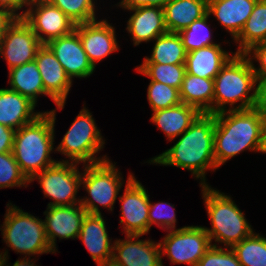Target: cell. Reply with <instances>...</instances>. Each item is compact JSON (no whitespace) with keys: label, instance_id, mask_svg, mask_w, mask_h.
<instances>
[{"label":"cell","instance_id":"6da1fadb","mask_svg":"<svg viewBox=\"0 0 266 266\" xmlns=\"http://www.w3.org/2000/svg\"><path fill=\"white\" fill-rule=\"evenodd\" d=\"M214 129L215 115L201 114L170 149L149 163L186 169L201 179V186L208 185L206 170L218 168L214 156Z\"/></svg>","mask_w":266,"mask_h":266},{"label":"cell","instance_id":"7a4b0ae2","mask_svg":"<svg viewBox=\"0 0 266 266\" xmlns=\"http://www.w3.org/2000/svg\"><path fill=\"white\" fill-rule=\"evenodd\" d=\"M214 115V156L218 168L244 150L261 152L266 116L258 107Z\"/></svg>","mask_w":266,"mask_h":266},{"label":"cell","instance_id":"3957f363","mask_svg":"<svg viewBox=\"0 0 266 266\" xmlns=\"http://www.w3.org/2000/svg\"><path fill=\"white\" fill-rule=\"evenodd\" d=\"M55 120L53 109L15 131L12 152L28 180L58 162L50 156L54 150Z\"/></svg>","mask_w":266,"mask_h":266},{"label":"cell","instance_id":"277c9868","mask_svg":"<svg viewBox=\"0 0 266 266\" xmlns=\"http://www.w3.org/2000/svg\"><path fill=\"white\" fill-rule=\"evenodd\" d=\"M257 103L258 82L252 62L244 53L234 52L214 78L213 114L228 110L227 104L229 110H245Z\"/></svg>","mask_w":266,"mask_h":266},{"label":"cell","instance_id":"5b68a950","mask_svg":"<svg viewBox=\"0 0 266 266\" xmlns=\"http://www.w3.org/2000/svg\"><path fill=\"white\" fill-rule=\"evenodd\" d=\"M202 197L210 218L212 229L204 227L211 243L213 240L223 243L226 248L248 237L253 229L230 196L225 195L211 186H201Z\"/></svg>","mask_w":266,"mask_h":266},{"label":"cell","instance_id":"8992f818","mask_svg":"<svg viewBox=\"0 0 266 266\" xmlns=\"http://www.w3.org/2000/svg\"><path fill=\"white\" fill-rule=\"evenodd\" d=\"M3 241L13 251L28 255L55 253L47 240L44 220L19 207L7 204L3 225H1Z\"/></svg>","mask_w":266,"mask_h":266},{"label":"cell","instance_id":"52a82bcc","mask_svg":"<svg viewBox=\"0 0 266 266\" xmlns=\"http://www.w3.org/2000/svg\"><path fill=\"white\" fill-rule=\"evenodd\" d=\"M100 131L92 114L87 108L83 107L55 151L66 155L70 159L62 160V162L86 165L107 160L109 158L106 155L101 158L95 156L100 150L102 151L105 144Z\"/></svg>","mask_w":266,"mask_h":266},{"label":"cell","instance_id":"ba28073f","mask_svg":"<svg viewBox=\"0 0 266 266\" xmlns=\"http://www.w3.org/2000/svg\"><path fill=\"white\" fill-rule=\"evenodd\" d=\"M83 171L81 185L83 184L88 197L80 199L81 206L88 214H101L99 205L112 211L124 184L122 174L115 164L107 159L94 164H86Z\"/></svg>","mask_w":266,"mask_h":266},{"label":"cell","instance_id":"9c48e42d","mask_svg":"<svg viewBox=\"0 0 266 266\" xmlns=\"http://www.w3.org/2000/svg\"><path fill=\"white\" fill-rule=\"evenodd\" d=\"M78 163L58 161L34 175L30 180H38L45 197L53 199L47 206H67L80 203L76 198L81 186L82 173L79 172Z\"/></svg>","mask_w":266,"mask_h":266},{"label":"cell","instance_id":"30bf717a","mask_svg":"<svg viewBox=\"0 0 266 266\" xmlns=\"http://www.w3.org/2000/svg\"><path fill=\"white\" fill-rule=\"evenodd\" d=\"M159 245L173 264L196 266L212 243L204 227L192 225L169 230Z\"/></svg>","mask_w":266,"mask_h":266},{"label":"cell","instance_id":"8fae6325","mask_svg":"<svg viewBox=\"0 0 266 266\" xmlns=\"http://www.w3.org/2000/svg\"><path fill=\"white\" fill-rule=\"evenodd\" d=\"M28 8L23 12V20L42 44L66 36L75 30V22L47 0H35Z\"/></svg>","mask_w":266,"mask_h":266},{"label":"cell","instance_id":"7c38bea8","mask_svg":"<svg viewBox=\"0 0 266 266\" xmlns=\"http://www.w3.org/2000/svg\"><path fill=\"white\" fill-rule=\"evenodd\" d=\"M124 194L119 196L120 224L126 235H145L149 232V196L144 186L129 174Z\"/></svg>","mask_w":266,"mask_h":266},{"label":"cell","instance_id":"4fadbf2b","mask_svg":"<svg viewBox=\"0 0 266 266\" xmlns=\"http://www.w3.org/2000/svg\"><path fill=\"white\" fill-rule=\"evenodd\" d=\"M42 45L31 27L23 19H17L0 44V55L10 70L34 61Z\"/></svg>","mask_w":266,"mask_h":266},{"label":"cell","instance_id":"5bb4252c","mask_svg":"<svg viewBox=\"0 0 266 266\" xmlns=\"http://www.w3.org/2000/svg\"><path fill=\"white\" fill-rule=\"evenodd\" d=\"M86 210L80 203L67 206H47L44 212L45 232L51 249L56 253V237L78 238Z\"/></svg>","mask_w":266,"mask_h":266},{"label":"cell","instance_id":"9a60e30c","mask_svg":"<svg viewBox=\"0 0 266 266\" xmlns=\"http://www.w3.org/2000/svg\"><path fill=\"white\" fill-rule=\"evenodd\" d=\"M75 31L78 33L83 49L94 68L96 62L119 49L115 28L106 19L76 24Z\"/></svg>","mask_w":266,"mask_h":266},{"label":"cell","instance_id":"2e32d148","mask_svg":"<svg viewBox=\"0 0 266 266\" xmlns=\"http://www.w3.org/2000/svg\"><path fill=\"white\" fill-rule=\"evenodd\" d=\"M35 61L45 92L55 102L57 109L62 110L72 87L71 79L46 44H43L37 51Z\"/></svg>","mask_w":266,"mask_h":266},{"label":"cell","instance_id":"e0dca14e","mask_svg":"<svg viewBox=\"0 0 266 266\" xmlns=\"http://www.w3.org/2000/svg\"><path fill=\"white\" fill-rule=\"evenodd\" d=\"M46 45L54 53L71 81L74 77L87 78L93 74L95 68L90 63L75 30L66 36L49 41Z\"/></svg>","mask_w":266,"mask_h":266},{"label":"cell","instance_id":"ac0fdd59","mask_svg":"<svg viewBox=\"0 0 266 266\" xmlns=\"http://www.w3.org/2000/svg\"><path fill=\"white\" fill-rule=\"evenodd\" d=\"M140 237L126 235L127 239L115 240L112 261L121 266H163L159 242L139 240Z\"/></svg>","mask_w":266,"mask_h":266},{"label":"cell","instance_id":"d6986e66","mask_svg":"<svg viewBox=\"0 0 266 266\" xmlns=\"http://www.w3.org/2000/svg\"><path fill=\"white\" fill-rule=\"evenodd\" d=\"M102 214H86L78 238L86 246L98 266L112 260L113 245Z\"/></svg>","mask_w":266,"mask_h":266},{"label":"cell","instance_id":"ffe728a7","mask_svg":"<svg viewBox=\"0 0 266 266\" xmlns=\"http://www.w3.org/2000/svg\"><path fill=\"white\" fill-rule=\"evenodd\" d=\"M127 21L126 30L131 34L135 46L141 42H150L168 32L165 25L164 10L160 7H139Z\"/></svg>","mask_w":266,"mask_h":266},{"label":"cell","instance_id":"44dd1931","mask_svg":"<svg viewBox=\"0 0 266 266\" xmlns=\"http://www.w3.org/2000/svg\"><path fill=\"white\" fill-rule=\"evenodd\" d=\"M36 104L9 88L0 89V124L15 131L34 121L43 112H34Z\"/></svg>","mask_w":266,"mask_h":266},{"label":"cell","instance_id":"7402d4cb","mask_svg":"<svg viewBox=\"0 0 266 266\" xmlns=\"http://www.w3.org/2000/svg\"><path fill=\"white\" fill-rule=\"evenodd\" d=\"M257 0H209L208 14H213L233 40L242 31Z\"/></svg>","mask_w":266,"mask_h":266},{"label":"cell","instance_id":"603a6c76","mask_svg":"<svg viewBox=\"0 0 266 266\" xmlns=\"http://www.w3.org/2000/svg\"><path fill=\"white\" fill-rule=\"evenodd\" d=\"M220 44L196 49L187 53L186 73L206 79H213L232 57Z\"/></svg>","mask_w":266,"mask_h":266},{"label":"cell","instance_id":"cb8c5ba5","mask_svg":"<svg viewBox=\"0 0 266 266\" xmlns=\"http://www.w3.org/2000/svg\"><path fill=\"white\" fill-rule=\"evenodd\" d=\"M201 114L197 108L180 103L154 111L150 119L171 141L184 133Z\"/></svg>","mask_w":266,"mask_h":266},{"label":"cell","instance_id":"d4e9b609","mask_svg":"<svg viewBox=\"0 0 266 266\" xmlns=\"http://www.w3.org/2000/svg\"><path fill=\"white\" fill-rule=\"evenodd\" d=\"M168 32L178 33L208 12L207 0H170L163 8Z\"/></svg>","mask_w":266,"mask_h":266},{"label":"cell","instance_id":"484cf974","mask_svg":"<svg viewBox=\"0 0 266 266\" xmlns=\"http://www.w3.org/2000/svg\"><path fill=\"white\" fill-rule=\"evenodd\" d=\"M179 91L182 103L197 108L202 114H213V79L185 73Z\"/></svg>","mask_w":266,"mask_h":266},{"label":"cell","instance_id":"4316f807","mask_svg":"<svg viewBox=\"0 0 266 266\" xmlns=\"http://www.w3.org/2000/svg\"><path fill=\"white\" fill-rule=\"evenodd\" d=\"M9 89L29 98L37 105L39 95H47L36 61L25 63L9 70Z\"/></svg>","mask_w":266,"mask_h":266},{"label":"cell","instance_id":"83f0119b","mask_svg":"<svg viewBox=\"0 0 266 266\" xmlns=\"http://www.w3.org/2000/svg\"><path fill=\"white\" fill-rule=\"evenodd\" d=\"M234 41L239 44L235 53H245L253 45L266 42V0H257L251 15Z\"/></svg>","mask_w":266,"mask_h":266},{"label":"cell","instance_id":"f1b7e54d","mask_svg":"<svg viewBox=\"0 0 266 266\" xmlns=\"http://www.w3.org/2000/svg\"><path fill=\"white\" fill-rule=\"evenodd\" d=\"M154 40L151 57L143 63L185 64L187 52L178 33L167 32Z\"/></svg>","mask_w":266,"mask_h":266},{"label":"cell","instance_id":"f546056e","mask_svg":"<svg viewBox=\"0 0 266 266\" xmlns=\"http://www.w3.org/2000/svg\"><path fill=\"white\" fill-rule=\"evenodd\" d=\"M241 266H266V237L254 231L232 247Z\"/></svg>","mask_w":266,"mask_h":266},{"label":"cell","instance_id":"4dcf8cb0","mask_svg":"<svg viewBox=\"0 0 266 266\" xmlns=\"http://www.w3.org/2000/svg\"><path fill=\"white\" fill-rule=\"evenodd\" d=\"M136 70L151 81L180 89L186 73L185 64L142 63Z\"/></svg>","mask_w":266,"mask_h":266},{"label":"cell","instance_id":"1f68e13d","mask_svg":"<svg viewBox=\"0 0 266 266\" xmlns=\"http://www.w3.org/2000/svg\"><path fill=\"white\" fill-rule=\"evenodd\" d=\"M209 17L210 15L207 13L205 16L192 22L187 28L178 32L187 53L217 44L211 40V29L207 24Z\"/></svg>","mask_w":266,"mask_h":266},{"label":"cell","instance_id":"d6a6232c","mask_svg":"<svg viewBox=\"0 0 266 266\" xmlns=\"http://www.w3.org/2000/svg\"><path fill=\"white\" fill-rule=\"evenodd\" d=\"M147 99L153 112L182 103L179 89L157 81H150L147 90Z\"/></svg>","mask_w":266,"mask_h":266},{"label":"cell","instance_id":"836d02e7","mask_svg":"<svg viewBox=\"0 0 266 266\" xmlns=\"http://www.w3.org/2000/svg\"><path fill=\"white\" fill-rule=\"evenodd\" d=\"M72 19L75 24L97 20L94 0H47Z\"/></svg>","mask_w":266,"mask_h":266},{"label":"cell","instance_id":"e575fe53","mask_svg":"<svg viewBox=\"0 0 266 266\" xmlns=\"http://www.w3.org/2000/svg\"><path fill=\"white\" fill-rule=\"evenodd\" d=\"M29 180L22 173L13 152L0 153V189L26 187Z\"/></svg>","mask_w":266,"mask_h":266},{"label":"cell","instance_id":"d590c367","mask_svg":"<svg viewBox=\"0 0 266 266\" xmlns=\"http://www.w3.org/2000/svg\"><path fill=\"white\" fill-rule=\"evenodd\" d=\"M169 209V210H168ZM149 231L153 224L158 225L163 229L175 230L176 229V214L174 205L167 202H158L149 204Z\"/></svg>","mask_w":266,"mask_h":266},{"label":"cell","instance_id":"8d00e7d4","mask_svg":"<svg viewBox=\"0 0 266 266\" xmlns=\"http://www.w3.org/2000/svg\"><path fill=\"white\" fill-rule=\"evenodd\" d=\"M196 266H241V264L232 248L218 247L214 243Z\"/></svg>","mask_w":266,"mask_h":266},{"label":"cell","instance_id":"74e56055","mask_svg":"<svg viewBox=\"0 0 266 266\" xmlns=\"http://www.w3.org/2000/svg\"><path fill=\"white\" fill-rule=\"evenodd\" d=\"M244 54L252 62L257 82H262L266 80V42L253 45ZM253 60L259 62V67L255 68Z\"/></svg>","mask_w":266,"mask_h":266},{"label":"cell","instance_id":"f35d334b","mask_svg":"<svg viewBox=\"0 0 266 266\" xmlns=\"http://www.w3.org/2000/svg\"><path fill=\"white\" fill-rule=\"evenodd\" d=\"M170 0H121L117 5L120 8L132 10L139 7L153 6L164 8Z\"/></svg>","mask_w":266,"mask_h":266},{"label":"cell","instance_id":"ab89813d","mask_svg":"<svg viewBox=\"0 0 266 266\" xmlns=\"http://www.w3.org/2000/svg\"><path fill=\"white\" fill-rule=\"evenodd\" d=\"M35 0H0V8L7 10L14 14L18 19H23V11L20 13L24 6H31Z\"/></svg>","mask_w":266,"mask_h":266},{"label":"cell","instance_id":"60d3db41","mask_svg":"<svg viewBox=\"0 0 266 266\" xmlns=\"http://www.w3.org/2000/svg\"><path fill=\"white\" fill-rule=\"evenodd\" d=\"M15 130L0 124V153L12 152Z\"/></svg>","mask_w":266,"mask_h":266},{"label":"cell","instance_id":"b9f144b4","mask_svg":"<svg viewBox=\"0 0 266 266\" xmlns=\"http://www.w3.org/2000/svg\"><path fill=\"white\" fill-rule=\"evenodd\" d=\"M18 18L11 12L0 8V44L5 37L8 29Z\"/></svg>","mask_w":266,"mask_h":266},{"label":"cell","instance_id":"7bdbcfd3","mask_svg":"<svg viewBox=\"0 0 266 266\" xmlns=\"http://www.w3.org/2000/svg\"><path fill=\"white\" fill-rule=\"evenodd\" d=\"M3 253V254H2ZM8 251L5 250V252L0 253V266H9L8 265ZM35 261L30 260V257H25L20 260H16V262L12 266H37L34 264Z\"/></svg>","mask_w":266,"mask_h":266},{"label":"cell","instance_id":"ee69618b","mask_svg":"<svg viewBox=\"0 0 266 266\" xmlns=\"http://www.w3.org/2000/svg\"><path fill=\"white\" fill-rule=\"evenodd\" d=\"M257 107L266 116V80L258 82V103Z\"/></svg>","mask_w":266,"mask_h":266},{"label":"cell","instance_id":"f6af8a7d","mask_svg":"<svg viewBox=\"0 0 266 266\" xmlns=\"http://www.w3.org/2000/svg\"><path fill=\"white\" fill-rule=\"evenodd\" d=\"M261 153H266V121L263 127V146H262Z\"/></svg>","mask_w":266,"mask_h":266},{"label":"cell","instance_id":"bcb514c9","mask_svg":"<svg viewBox=\"0 0 266 266\" xmlns=\"http://www.w3.org/2000/svg\"><path fill=\"white\" fill-rule=\"evenodd\" d=\"M101 266H121V265H118L117 263H115L112 260H110L106 264L101 265Z\"/></svg>","mask_w":266,"mask_h":266}]
</instances>
